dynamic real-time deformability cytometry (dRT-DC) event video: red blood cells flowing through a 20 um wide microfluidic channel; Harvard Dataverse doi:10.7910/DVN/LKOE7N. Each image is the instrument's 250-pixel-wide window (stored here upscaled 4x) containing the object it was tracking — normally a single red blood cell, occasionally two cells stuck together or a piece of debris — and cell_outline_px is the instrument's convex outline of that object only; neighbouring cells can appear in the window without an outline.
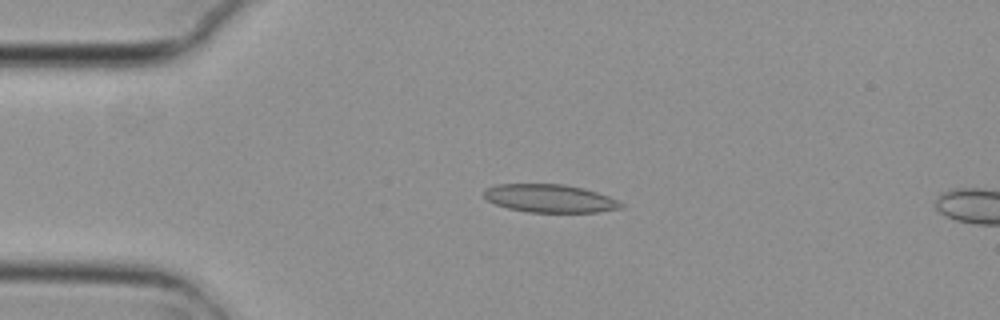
{"species": "common noctule bat (a hibernating species)", "species_latin": "Nyctalus noctula", "temperature_condition": "cold", "stored_images_in_passage": 3, "camera_frame_rate_fps": 3000, "um_per_image_px": 0.085, "animal": {"sex": "female", "body_mass_g": 29.2, "forearm_length_mm": 56.3}, "frame": {"image": 1, "passage_image": 2, "time_ms": 0.333, "image_size_px": [1000, 320], "cell_outline_px": [[624, 208], [596, 212], [528, 212], [508, 208], [496, 204], [488, 200], [484, 196], [484, 192], [488, 188], [496, 184], [564, 184], [584, 188], [608, 196], [624, 204]], "centroid_in_image_um": [46.76, 16.86], "position_along_channel_um": 38.2, "area_um2": 22.31}}